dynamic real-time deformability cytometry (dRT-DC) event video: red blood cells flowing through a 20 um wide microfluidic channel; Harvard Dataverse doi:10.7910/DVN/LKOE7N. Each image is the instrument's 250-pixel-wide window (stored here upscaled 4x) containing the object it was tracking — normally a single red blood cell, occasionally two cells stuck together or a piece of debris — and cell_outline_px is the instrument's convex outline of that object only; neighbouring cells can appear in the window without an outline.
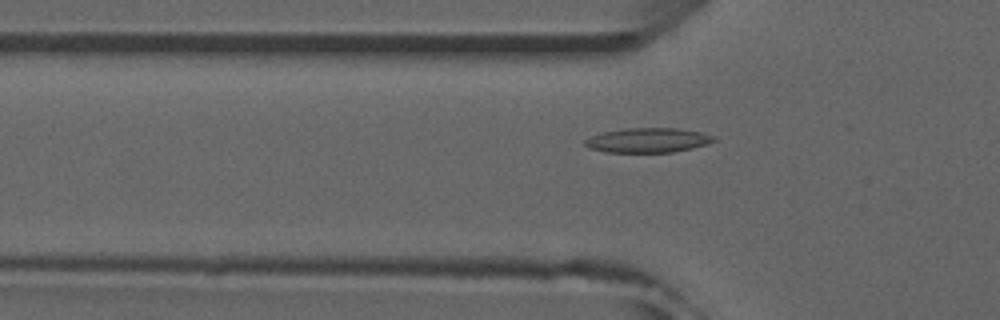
{"species": "common noctule bat (a hibernating species)", "species_latin": "Nyctalus noctula", "temperature_condition": "room temperature", "stored_images_in_passage": 52, "camera_frame_rate_fps": 3000, "um_per_image_px": 0.085, "animal": {"sex": "male", "forearm_length_mm": 52.5}, "frame": {"image": 1, "passage_image": 17, "time_ms": 5.333, "image_size_px": [1000, 320], "cell_outline_px": [[716, 140], [708, 144], [692, 148], [672, 152], [604, 152], [588, 148], [584, 144], [584, 140], [600, 132], [624, 128], [676, 128], [700, 132], [716, 136]], "centroid_in_image_um": [55.05, 11.92], "position_along_channel_um": 70.7, "area_um2": 18.61}}
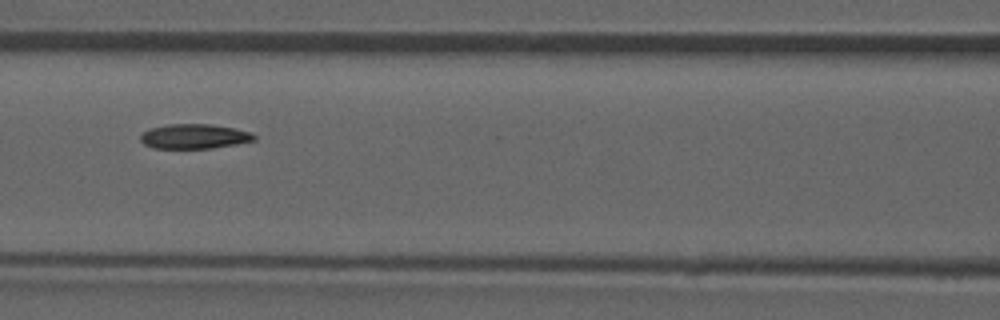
{"frame": {"image": 2, "passage_image": 23, "time_ms": 7.333, "image_size_px": [1000, 320], "cell_outline_px": [[256, 140], [236, 144], [212, 148], [152, 148], [144, 144], [140, 140], [140, 136], [144, 132], [152, 128], [168, 124], [208, 124], [232, 128], [252, 132], [256, 136]], "centroid_in_image_um": [16.52, 11.6], "position_along_channel_um": 150.1, "area_um2": 16.24}}
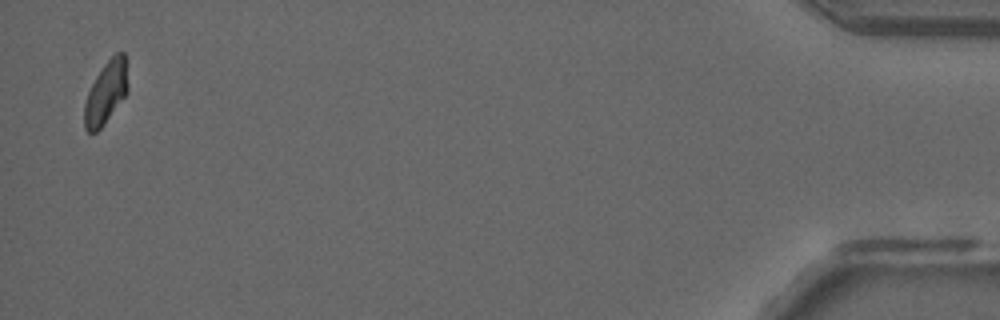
{"frame": {"image": 3, "passage_image": 51, "time_ms": 16.667, "image_size_px": [1000, 320], "cell_outline_px": [[128, 92], [104, 124], [96, 132], [88, 132], [84, 128], [84, 104], [88, 92], [96, 76], [104, 64], [116, 52], [124, 52], [128, 84]], "centroid_in_image_um": [9.0, 7.88], "position_along_channel_um": 426.2, "area_um2": 15.78}}